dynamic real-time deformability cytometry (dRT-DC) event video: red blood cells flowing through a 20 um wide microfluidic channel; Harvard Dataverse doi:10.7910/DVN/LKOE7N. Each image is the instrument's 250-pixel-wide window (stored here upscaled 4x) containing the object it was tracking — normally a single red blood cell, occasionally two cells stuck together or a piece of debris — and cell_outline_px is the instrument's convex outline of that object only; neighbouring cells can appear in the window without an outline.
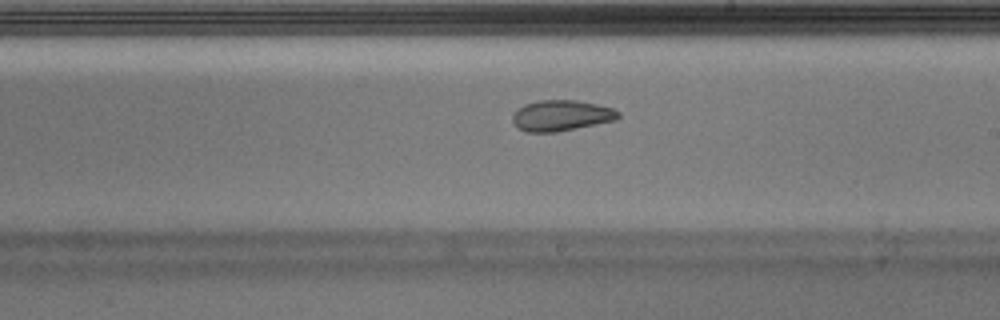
{"species": "Egyptian fruit bat (a non-hibernating species)", "species_latin": "Rousettus aegyptiacus", "temperature_condition": "warm", "stored_images_in_passage": 31, "camera_frame_rate_fps": 3000, "um_per_image_px": 0.085, "animal": {"sex": "male"}, "frame": {"image": 1, "passage_image": 14, "time_ms": 4.333, "image_size_px": [1000, 320], "cell_outline_px": [[620, 116], [616, 120], [556, 132], [528, 132], [516, 128], [512, 120], [512, 116], [516, 108], [524, 104], [540, 100], [576, 100], [596, 104], [612, 108], [620, 112]], "centroid_in_image_um": [47.67, 9.82], "position_along_channel_um": 241.3, "area_um2": 19.07}, "authors_computed_cell_mechanics": {"area_um2": 19.5942, "velocity_mm_per_s": 3.9418, "shape_relaxation_time_tau1_ms": null, "shape_relaxation_time_tau2_ms": 2.113, "deformation_change_tau1": null, "deformation_change_tau2": 0.0689}}